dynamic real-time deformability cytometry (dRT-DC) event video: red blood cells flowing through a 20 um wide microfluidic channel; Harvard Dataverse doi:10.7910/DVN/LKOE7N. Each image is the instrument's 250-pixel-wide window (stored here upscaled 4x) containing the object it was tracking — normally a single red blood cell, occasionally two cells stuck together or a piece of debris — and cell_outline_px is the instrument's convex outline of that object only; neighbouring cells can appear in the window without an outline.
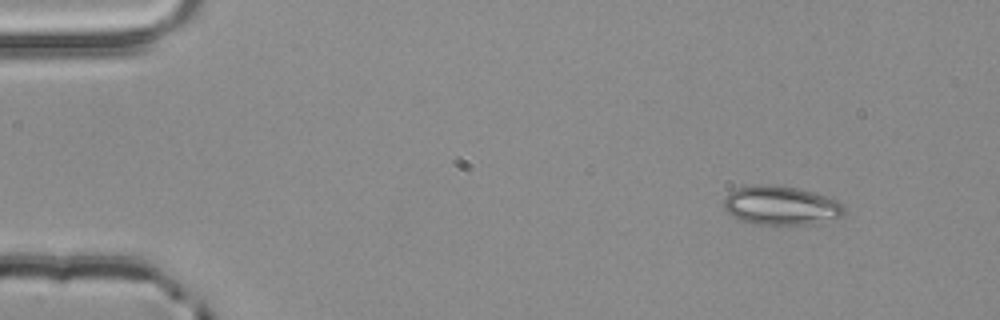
{"species": "common noctule bat (a hibernating species)", "species_latin": "Nyctalus noctula", "temperature_condition": "room temperature", "stored_images_in_passage": 4, "camera_frame_rate_fps": 3000, "um_per_image_px": 0.085, "animal": {"sex": "male", "body_mass_g": 20.4}, "frame": {"image": 1, "passage_image": 1, "time_ms": 0.0, "image_size_px": [1000, 320], "cell_outline_px": [[844, 212], [840, 216], [812, 224], [756, 224], [736, 220], [724, 208], [724, 196], [728, 192], [736, 188], [752, 184], [776, 184], [796, 188], [828, 196], [836, 200], [844, 208]], "centroid_in_image_um": [66.29, 17.45], "position_along_channel_um": 18.7, "area_um2": 27.46}}